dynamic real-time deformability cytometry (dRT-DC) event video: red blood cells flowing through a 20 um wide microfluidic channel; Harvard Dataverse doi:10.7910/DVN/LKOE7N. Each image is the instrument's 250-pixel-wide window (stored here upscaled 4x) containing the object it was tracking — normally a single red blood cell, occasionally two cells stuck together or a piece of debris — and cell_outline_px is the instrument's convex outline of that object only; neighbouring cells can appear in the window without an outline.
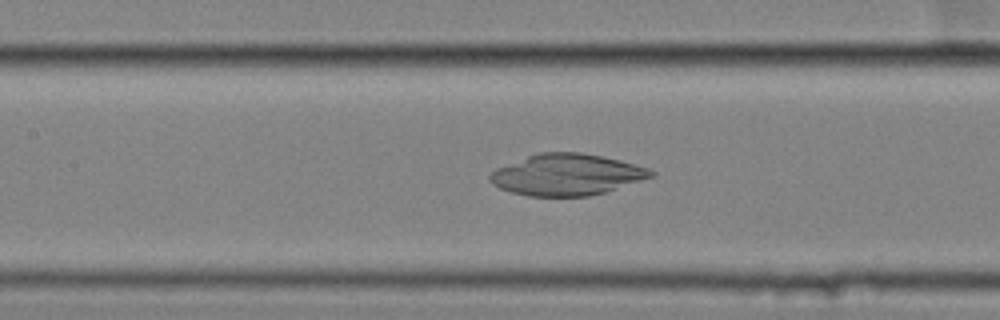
{"species": "common noctule bat (a hibernating species)", "species_latin": "Nyctalus noctula", "temperature_condition": "cold", "stored_images_in_passage": 48, "camera_frame_rate_fps": 3000, "um_per_image_px": 0.085, "animal": {"sex": "female", "body_mass_g": 25.1}, "frame": {"image": 1, "passage_image": 19, "time_ms": 6.0, "image_size_px": [1000, 320], "cell_outline_px": [[656, 176], [604, 192], [588, 196], [528, 196], [512, 192], [500, 188], [492, 184], [488, 180], [488, 176], [496, 168], [528, 156], [540, 152], [580, 152], [604, 156], [620, 160], [648, 168], [656, 172]], "centroid_in_image_um": [48.19, 14.84], "position_along_channel_um": 159.2, "area_um2": 38.78}}
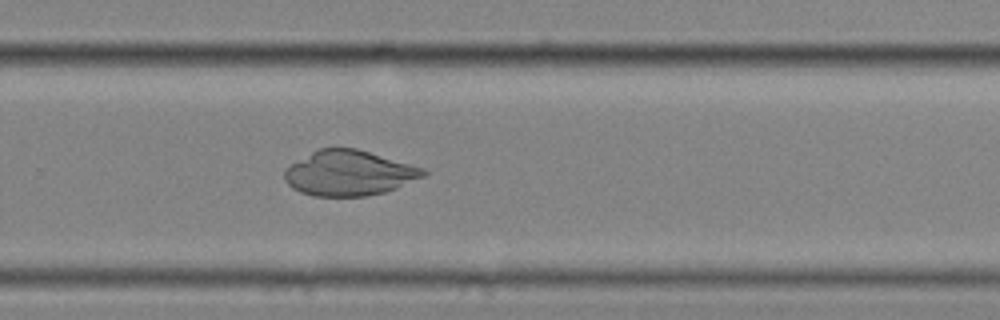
{"frame": {"image": 2, "passage_image": 31, "time_ms": 10.0, "image_size_px": [1000, 320], "cell_outline_px": [[428, 172], [424, 176], [396, 188], [384, 192], [364, 196], [312, 196], [300, 192], [292, 188], [284, 180], [284, 172], [292, 164], [312, 152], [320, 148], [356, 148], [424, 168]], "centroid_in_image_um": [29.67, 14.72], "position_along_channel_um": 300.1, "area_um2": 36.18}}
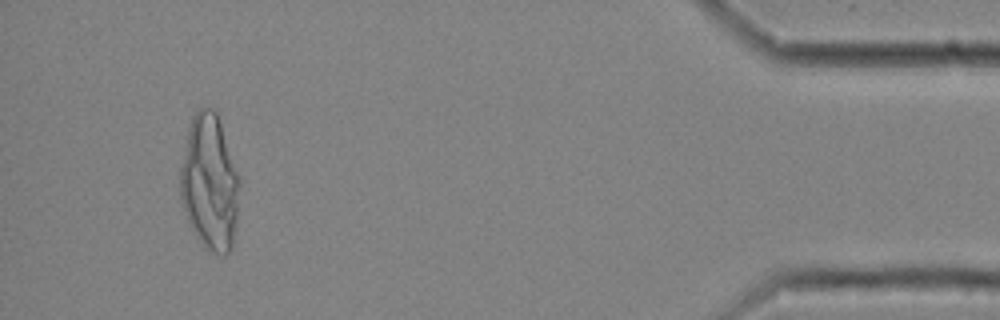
{"frame": {"image": 3, "passage_image": 46, "time_ms": 15.0, "image_size_px": [1000, 320], "cell_outline_px": [[240, 184], [236, 220], [232, 248], [224, 256], [220, 256], [208, 252], [204, 248], [192, 232], [188, 224], [180, 196], [180, 168], [188, 128], [192, 116], [200, 108], [212, 108], [216, 112], [240, 176]], "centroid_in_image_um": [17.81, 15.58], "position_along_channel_um": 417.4, "area_um2": 47.28}}